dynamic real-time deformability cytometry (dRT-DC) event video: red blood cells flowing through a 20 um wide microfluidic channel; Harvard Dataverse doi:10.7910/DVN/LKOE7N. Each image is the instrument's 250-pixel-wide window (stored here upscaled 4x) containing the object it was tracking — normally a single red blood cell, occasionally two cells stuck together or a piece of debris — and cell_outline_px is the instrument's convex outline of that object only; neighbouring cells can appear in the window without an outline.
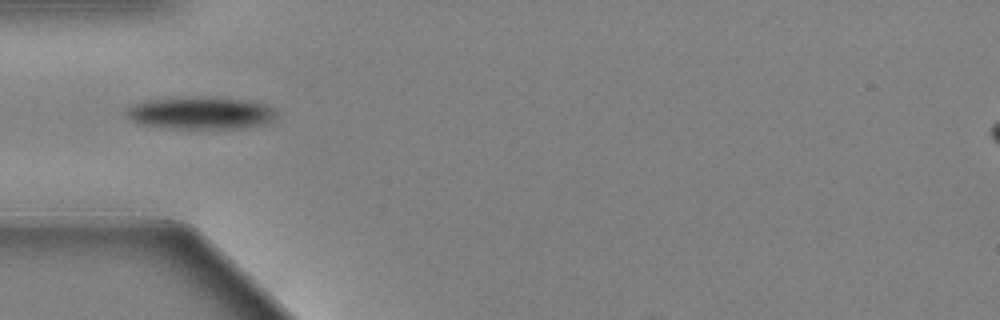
{"species": "Egyptian fruit bat (a non-hibernating species)", "species_latin": "Rousettus aegyptiacus", "temperature_condition": "warm", "stored_images_in_passage": 42, "camera_frame_rate_fps": 3000, "um_per_image_px": 0.085, "animal": {"sex": "female"}, "frame": {"image": 1, "passage_image": 1, "time_ms": 0.0, "image_size_px": [1000, 320], "cell_outline_px": [[276, 116], [272, 120], [264, 124], [240, 128], [168, 128], [140, 124], [132, 120], [124, 112], [128, 108], [136, 104], [148, 100], [188, 96], [204, 96], [240, 100], [264, 104], [272, 108], [276, 112]], "centroid_in_image_um": [17.03, 9.6], "position_along_channel_um": 68.0, "area_um2": 28.09}}
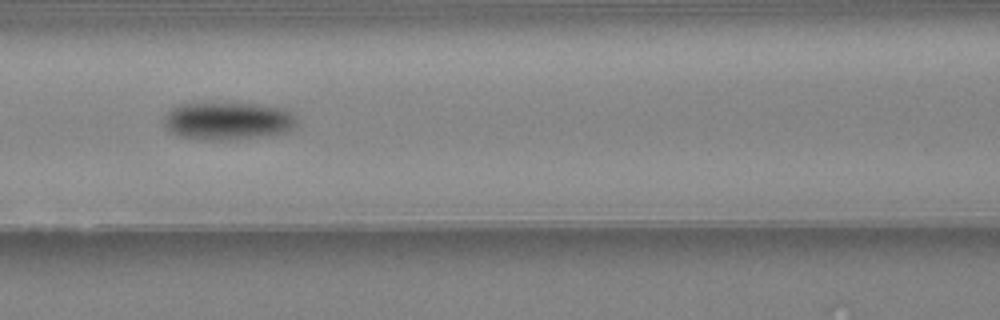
{"frame": {"image": 2, "passage_image": 8, "time_ms": 2.333, "image_size_px": [1000, 320], "cell_outline_px": [[296, 124], [292, 128], [284, 132], [260, 136], [228, 140], [212, 140], [180, 136], [172, 132], [164, 124], [164, 116], [172, 108], [180, 104], [236, 100], [284, 108], [292, 112], [296, 116]], "centroid_in_image_um": [19.39, 10.21], "position_along_channel_um": 147.2, "area_um2": 29.94}}
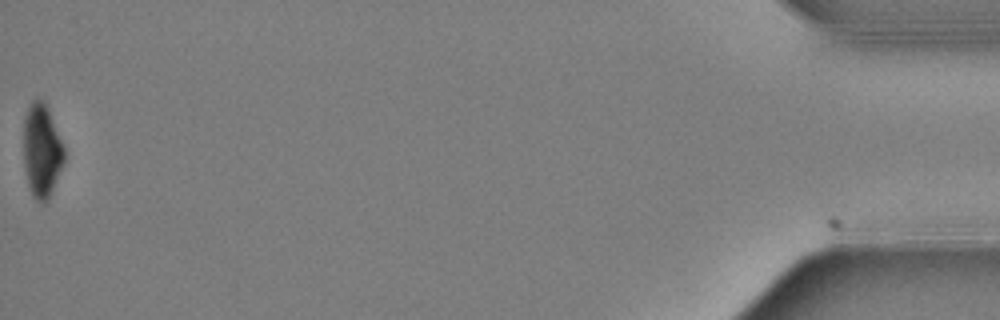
{"frame": {"image": 3, "passage_image": 42, "time_ms": 13.667, "image_size_px": [1000, 320], "cell_outline_px": [[64, 164], [48, 200], [44, 204], [36, 200], [32, 196], [28, 184], [24, 168], [24, 116], [32, 100], [36, 96], [48, 108], [64, 144]], "centroid_in_image_um": [3.56, 12.82], "position_along_channel_um": 431.6, "area_um2": 22.37}, "authors_computed_cell_mechanics": {"area_um2": 27.9752, "velocity_mm_per_s": 3.4011, "shape_relaxation_time_tau1_ms": 2.5972, "shape_relaxation_time_tau2_ms": null, "deformation_change_tau1": 0.1389, "deformation_change_tau2": null}}